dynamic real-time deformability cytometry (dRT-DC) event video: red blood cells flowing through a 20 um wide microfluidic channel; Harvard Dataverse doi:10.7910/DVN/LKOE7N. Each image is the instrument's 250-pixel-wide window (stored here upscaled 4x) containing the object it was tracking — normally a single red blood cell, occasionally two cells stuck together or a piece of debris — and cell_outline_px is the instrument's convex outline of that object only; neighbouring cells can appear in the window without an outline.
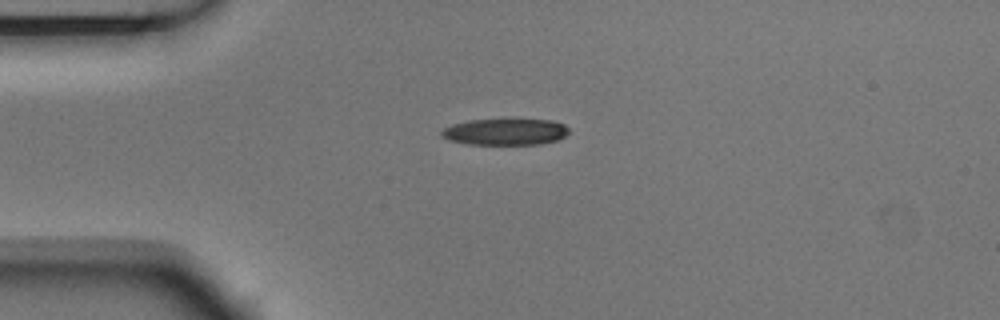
{"species": "Egyptian fruit bat (a non-hibernating species)", "species_latin": "Rousettus aegyptiacus", "temperature_condition": "room temperature", "stored_images_in_passage": 4, "camera_frame_rate_fps": 3000, "um_per_image_px": 0.085, "animal": {"sex": "male"}, "frame": {"image": 1, "passage_image": 4, "time_ms": 1.0, "image_size_px": [1000, 320], "cell_outline_px": [[568, 132], [564, 136], [556, 140], [540, 144], [464, 144], [448, 140], [440, 136], [440, 132], [444, 128], [452, 124], [468, 120], [552, 120], [564, 124], [568, 128]], "centroid_in_image_um": [42.89, 11.21], "position_along_channel_um": 42.1, "area_um2": 19.54}}